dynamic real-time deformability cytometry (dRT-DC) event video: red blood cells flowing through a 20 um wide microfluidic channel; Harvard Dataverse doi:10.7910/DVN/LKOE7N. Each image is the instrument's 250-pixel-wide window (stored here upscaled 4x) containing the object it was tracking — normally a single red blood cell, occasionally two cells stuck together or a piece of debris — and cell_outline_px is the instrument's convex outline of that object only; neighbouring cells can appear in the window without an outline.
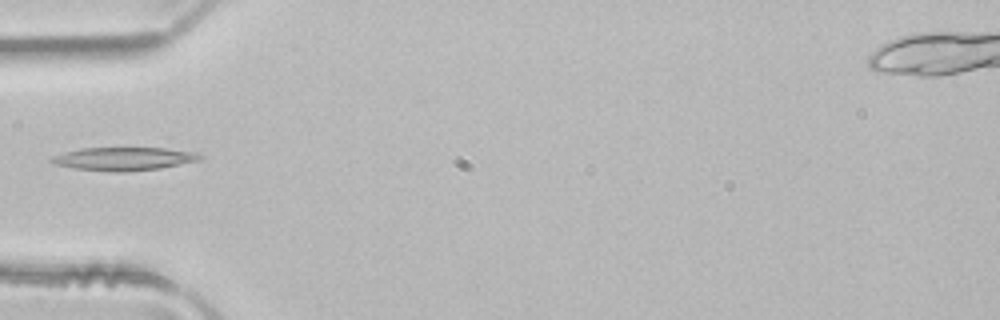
{"species": "common noctule bat (a hibernating species)", "species_latin": "Nyctalus noctula", "temperature_condition": "room temperature", "stored_images_in_passage": 3, "camera_frame_rate_fps": 3000, "um_per_image_px": 0.085, "animal": {"sex": "male", "body_mass_g": 21.5, "forearm_length_mm": 52.0}, "frame": {"image": 1, "passage_image": 3, "time_ms": 0.667, "image_size_px": [1000, 320], "cell_outline_px": [[204, 156], [200, 160], [160, 168], [124, 172], [116, 172], [72, 168], [52, 164], [48, 160], [52, 156], [64, 152], [80, 148], [164, 148], [196, 152]], "centroid_in_image_um": [10.48, 13.5], "position_along_channel_um": 74.5, "area_um2": 20.17}}